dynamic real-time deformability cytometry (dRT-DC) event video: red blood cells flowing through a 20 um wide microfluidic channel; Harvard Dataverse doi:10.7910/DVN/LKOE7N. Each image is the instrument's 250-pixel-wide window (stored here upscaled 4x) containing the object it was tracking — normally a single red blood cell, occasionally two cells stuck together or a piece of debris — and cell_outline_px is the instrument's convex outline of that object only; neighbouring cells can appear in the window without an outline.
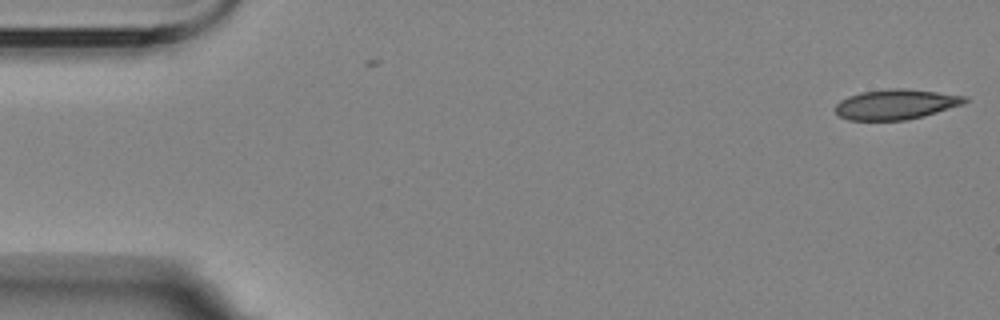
{"species": "Egyptian fruit bat (a non-hibernating species)", "species_latin": "Rousettus aegyptiacus", "temperature_condition": "room temperature", "stored_images_in_passage": 2, "camera_frame_rate_fps": 3000, "um_per_image_px": 0.085, "animal": {"sex": "female"}, "frame": {"image": 1, "passage_image": 2, "time_ms": 1.0, "image_size_px": [1000, 320], "cell_outline_px": [[968, 100], [960, 104], [924, 116], [904, 120], [848, 120], [840, 116], [836, 112], [836, 104], [840, 100], [848, 96], [860, 92], [892, 88], [904, 88], [968, 96]], "centroid_in_image_um": [76.11, 8.86], "position_along_channel_um": 8.9, "area_um2": 22.48}}